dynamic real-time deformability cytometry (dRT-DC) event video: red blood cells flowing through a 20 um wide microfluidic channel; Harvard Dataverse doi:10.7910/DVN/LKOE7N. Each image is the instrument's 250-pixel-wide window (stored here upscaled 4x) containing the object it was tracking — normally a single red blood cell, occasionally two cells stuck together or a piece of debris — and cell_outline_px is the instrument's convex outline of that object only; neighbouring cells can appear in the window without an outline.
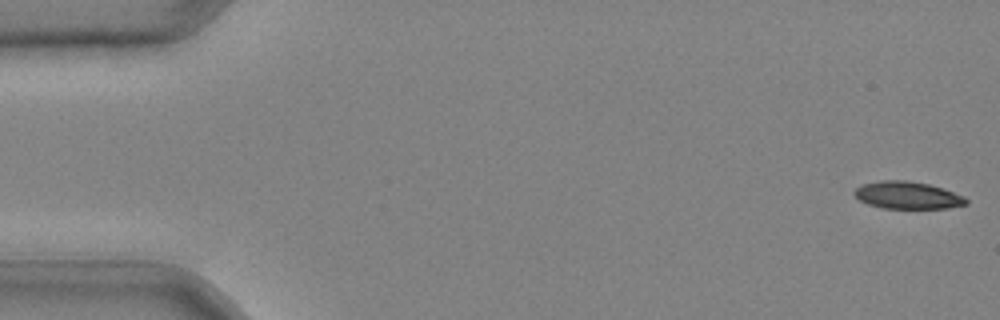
{"species": "common noctule bat (a hibernating species)", "species_latin": "Nyctalus noctula", "temperature_condition": "cold", "stored_images_in_passage": 42, "camera_frame_rate_fps": 3000, "um_per_image_px": 0.085, "animal": {"sex": "male", "body_mass_g": 20.4}, "frame": {"image": 1, "passage_image": 1, "time_ms": 0.0, "image_size_px": [1000, 320], "cell_outline_px": [[968, 204], [948, 208], [884, 208], [868, 204], [860, 200], [852, 192], [856, 188], [864, 184], [880, 180], [908, 180], [928, 184], [964, 196], [968, 200]], "centroid_in_image_um": [77.13, 16.59], "position_along_channel_um": 7.9, "area_um2": 17.63}}
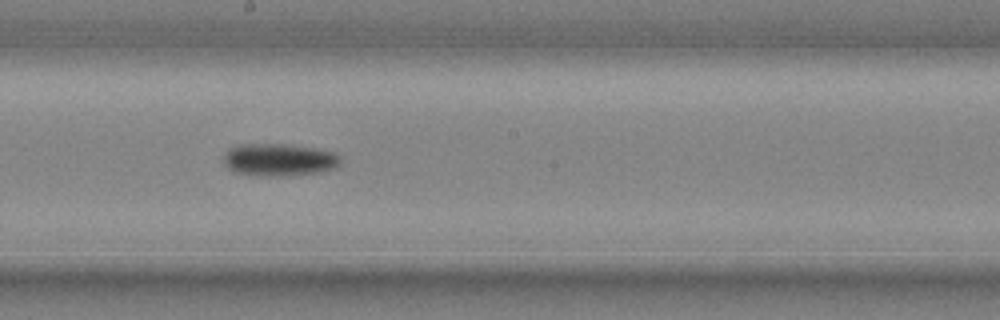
{"frame": {"image": 2, "passage_image": 24, "time_ms": 7.667, "image_size_px": [1000, 320], "cell_outline_px": [[340, 164], [336, 168], [320, 172], [284, 176], [256, 176], [232, 172], [224, 164], [224, 156], [228, 148], [240, 144], [284, 144], [312, 148], [332, 152], [340, 156]], "centroid_in_image_um": [23.68, 13.59], "position_along_channel_um": 224.5, "area_um2": 22.25}}
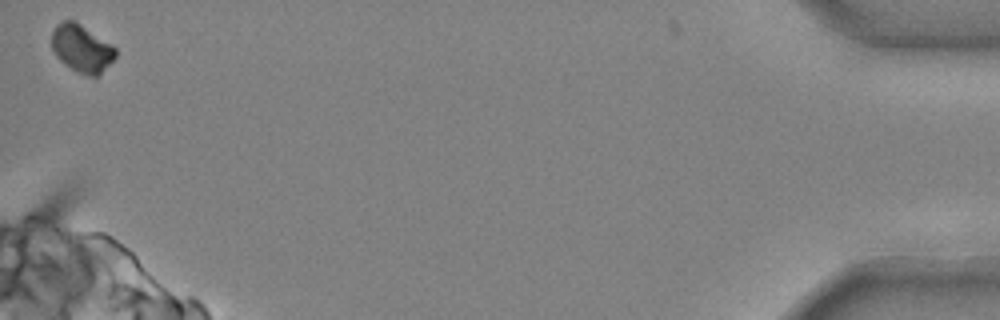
{"frame": {"image": 3, "passage_image": 42, "time_ms": 13.667, "image_size_px": [1000, 320], "cell_outline_px": [[116, 56], [96, 76], [88, 76], [76, 72], [60, 60], [52, 52], [52, 32], [56, 24], [60, 20], [72, 20], [80, 24], [112, 44], [116, 48]], "centroid_in_image_um": [6.91, 4.1], "position_along_channel_um": 428.3, "area_um2": 17.57}}